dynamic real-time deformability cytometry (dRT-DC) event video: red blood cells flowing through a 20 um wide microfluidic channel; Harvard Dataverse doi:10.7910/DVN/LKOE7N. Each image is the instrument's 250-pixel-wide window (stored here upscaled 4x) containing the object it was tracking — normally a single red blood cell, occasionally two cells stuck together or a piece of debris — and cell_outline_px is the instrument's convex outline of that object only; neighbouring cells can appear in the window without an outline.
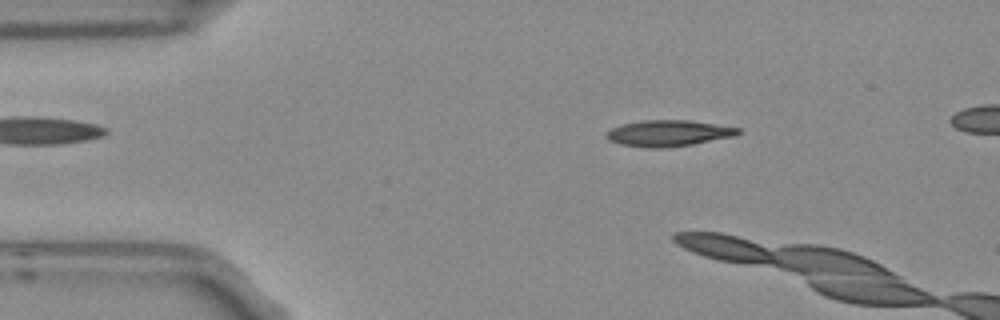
{"species": "Egyptian fruit bat (a non-hibernating species)", "species_latin": "Rousettus aegyptiacus", "temperature_condition": "room temperature", "stored_images_in_passage": 4, "camera_frame_rate_fps": 3000, "um_per_image_px": 0.085, "frame": {"image": 1, "passage_image": 2, "time_ms": 0.333, "image_size_px": [1000, 320], "cell_outline_px": [[740, 132], [736, 136], [692, 144], [660, 148], [648, 148], [620, 144], [608, 140], [604, 136], [612, 128], [620, 124], [640, 120], [692, 120], [740, 128]], "centroid_in_image_um": [56.8, 11.31], "position_along_channel_um": 28.2, "area_um2": 20.17}}